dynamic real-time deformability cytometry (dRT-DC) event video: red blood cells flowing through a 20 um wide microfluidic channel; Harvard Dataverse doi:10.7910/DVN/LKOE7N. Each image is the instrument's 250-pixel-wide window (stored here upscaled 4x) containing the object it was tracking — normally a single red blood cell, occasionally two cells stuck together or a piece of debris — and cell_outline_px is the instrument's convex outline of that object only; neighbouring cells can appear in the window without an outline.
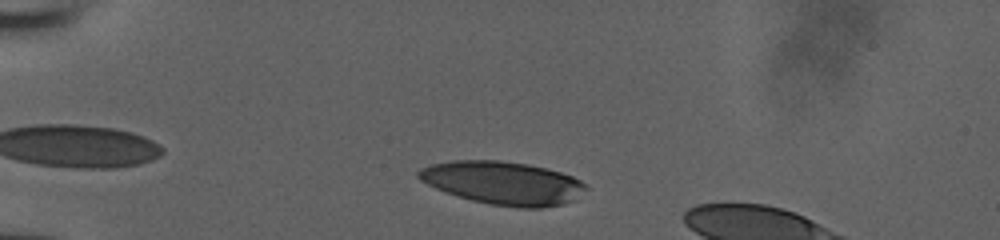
{"species": "human", "species_latin": "Homo sapiens", "temperature_condition": "room temperature", "stored_images_in_passage": 35, "camera_frame_rate_fps": 3000, "um_per_image_px": 0.085, "donor": {"sex": "male"}, "frame": {"image": 1, "passage_image": 4, "time_ms": 1.0, "image_size_px": [1000, 240], "cell_outline_px": [[588, 188], [576, 200], [564, 204], [540, 208], [520, 208], [488, 204], [472, 200], [436, 188], [420, 180], [416, 176], [416, 172], [420, 168], [432, 164], [452, 160], [500, 160], [528, 164], [560, 172], [572, 176], [580, 180]], "centroid_in_image_um": [42.78, 15.55], "position_along_channel_um": 42.2, "area_um2": 42.14}}
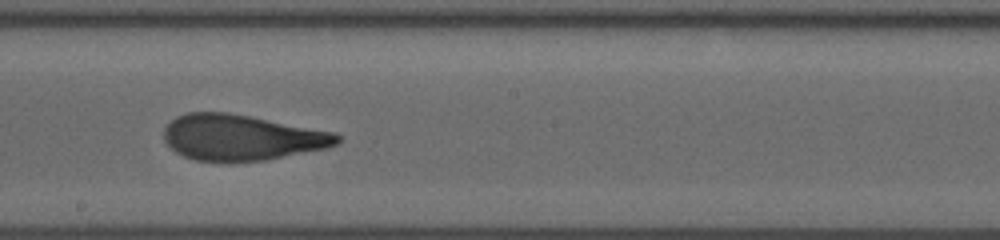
{"frame": {"image": 2, "passage_image": 21, "time_ms": 6.667, "image_size_px": [1000, 240], "cell_outline_px": [[340, 140], [336, 144], [328, 148], [264, 160], [196, 160], [184, 156], [176, 152], [164, 140], [164, 128], [176, 116], [188, 112], [228, 112], [336, 132], [340, 136]], "centroid_in_image_um": [20.55, 11.66], "position_along_channel_um": 227.7, "area_um2": 45.72}}
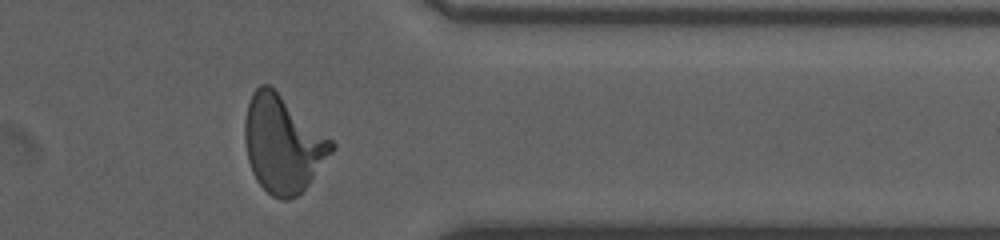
{"frame": {"image": 3, "passage_image": 33, "time_ms": 10.667, "image_size_px": [1000, 240], "cell_outline_px": [[336, 148], [308, 184], [296, 196], [288, 200], [280, 200], [272, 196], [256, 180], [252, 172], [248, 160], [244, 140], [244, 120], [248, 104], [252, 92], [260, 84], [268, 84], [332, 140], [336, 144]], "centroid_in_image_um": [24.02, 12.26], "position_along_channel_um": 387.4, "area_um2": 48.55}}